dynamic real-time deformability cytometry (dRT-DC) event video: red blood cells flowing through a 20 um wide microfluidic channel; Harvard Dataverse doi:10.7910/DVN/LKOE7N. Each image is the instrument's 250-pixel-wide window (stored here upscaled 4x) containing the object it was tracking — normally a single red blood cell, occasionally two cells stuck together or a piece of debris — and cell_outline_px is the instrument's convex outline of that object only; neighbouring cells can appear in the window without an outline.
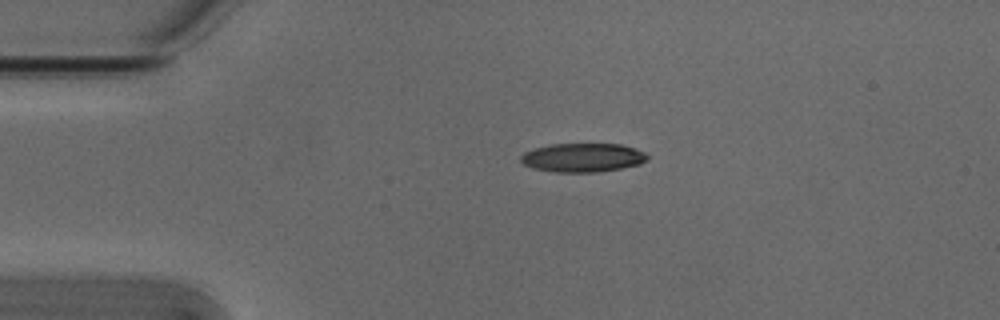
{"species": "Egyptian fruit bat (a non-hibernating species)", "species_latin": "Rousettus aegyptiacus", "temperature_condition": "cold", "stored_images_in_passage": 2, "camera_frame_rate_fps": 3000, "um_per_image_px": 0.085, "animal": {"sex": "male"}, "frame": {"image": 1, "passage_image": 1, "time_ms": 0.0, "image_size_px": [1000, 320], "cell_outline_px": [[648, 160], [640, 164], [620, 168], [596, 172], [556, 172], [532, 168], [524, 164], [520, 160], [520, 156], [524, 152], [536, 148], [552, 144], [620, 144], [636, 148], [644, 152], [648, 156]], "centroid_in_image_um": [49.54, 13.39], "position_along_channel_um": 35.5, "area_um2": 21.21}}